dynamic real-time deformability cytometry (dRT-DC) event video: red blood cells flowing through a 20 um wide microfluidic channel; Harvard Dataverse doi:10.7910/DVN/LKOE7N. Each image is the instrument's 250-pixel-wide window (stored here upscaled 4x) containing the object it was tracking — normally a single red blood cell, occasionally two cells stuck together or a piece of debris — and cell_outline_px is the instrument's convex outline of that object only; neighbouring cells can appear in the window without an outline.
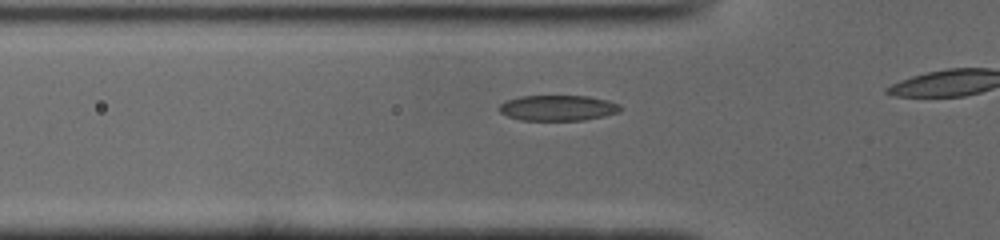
{"species": "common noctule bat (a hibernating species)", "species_latin": "Nyctalus noctula", "temperature_condition": "cold", "stored_images_in_passage": 24, "camera_frame_rate_fps": 3000, "um_per_image_px": 0.085, "animal": {"sex": "male", "body_mass_g": 19.0, "forearm_length_mm": 50.8}, "frame": {"image": 1, "passage_image": 6, "time_ms": 1.667, "image_size_px": [1000, 240], "cell_outline_px": [[624, 108], [620, 112], [604, 116], [584, 120], [520, 120], [508, 116], [500, 112], [496, 108], [500, 104], [508, 100], [520, 96], [588, 96], [608, 100], [620, 104]], "centroid_in_image_um": [47.45, 9.17], "position_along_channel_um": 78.3, "area_um2": 18.21}}
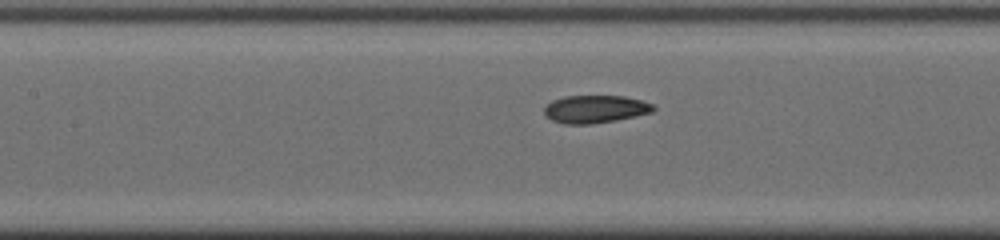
{"frame": {"image": 2, "passage_image": 12, "time_ms": 3.667, "image_size_px": [1000, 240], "cell_outline_px": [[656, 108], [652, 112], [636, 116], [616, 120], [592, 124], [564, 124], [552, 120], [544, 112], [544, 108], [552, 100], [564, 96], [624, 96], [640, 100], [652, 104]], "centroid_in_image_um": [50.6, 9.27], "position_along_channel_um": 156.8, "area_um2": 17.57}}
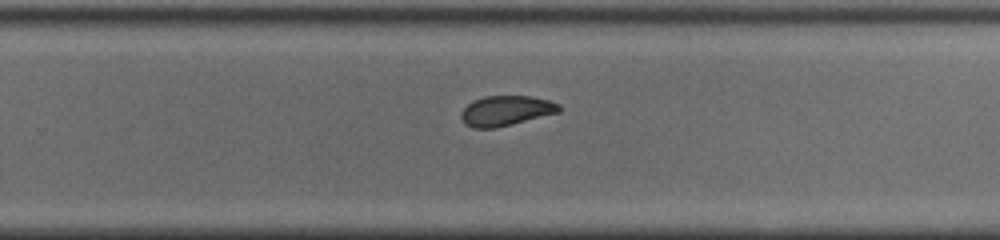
{"frame": {"image": 3, "passage_image": 22, "time_ms": 7.0, "image_size_px": [1000, 240], "cell_outline_px": [[560, 112], [496, 128], [472, 128], [464, 124], [460, 116], [460, 112], [472, 100], [484, 96], [528, 96], [548, 100], [560, 104]], "centroid_in_image_um": [42.97, 9.41], "position_along_channel_um": 286.8, "area_um2": 17.22}}